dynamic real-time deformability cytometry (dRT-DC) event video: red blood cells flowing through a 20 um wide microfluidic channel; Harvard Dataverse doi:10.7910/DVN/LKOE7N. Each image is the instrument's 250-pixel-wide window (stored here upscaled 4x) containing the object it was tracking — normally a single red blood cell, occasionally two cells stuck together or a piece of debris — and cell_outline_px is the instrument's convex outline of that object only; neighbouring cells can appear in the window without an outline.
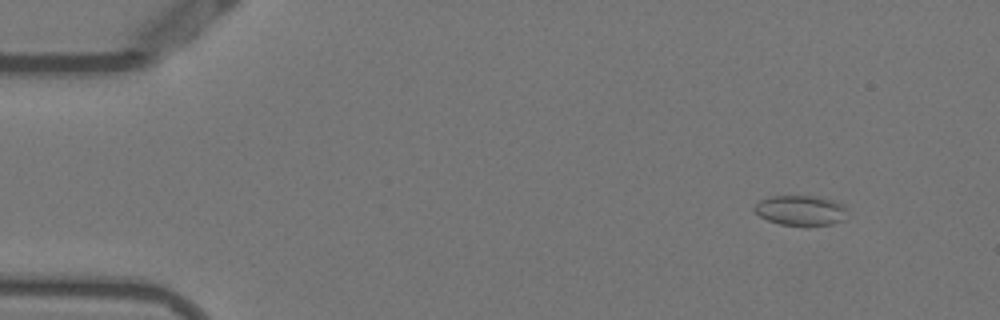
{"species": "Egyptian fruit bat (a non-hibernating species)", "species_latin": "Rousettus aegyptiacus", "temperature_condition": "warm", "stored_images_in_passage": 54, "camera_frame_rate_fps": 3000, "um_per_image_px": 0.085, "animal": {"sex": "female"}, "frame": {"image": 1, "passage_image": 6, "time_ms": 1.667, "image_size_px": [1000, 320], "cell_outline_px": [[848, 208], [844, 220], [832, 224], [808, 228], [804, 228], [780, 224], [768, 220], [760, 216], [752, 208], [760, 200], [772, 196], [820, 196], [832, 200]], "centroid_in_image_um": [68.08, 17.92], "position_along_channel_um": 16.9, "area_um2": 16.82}}
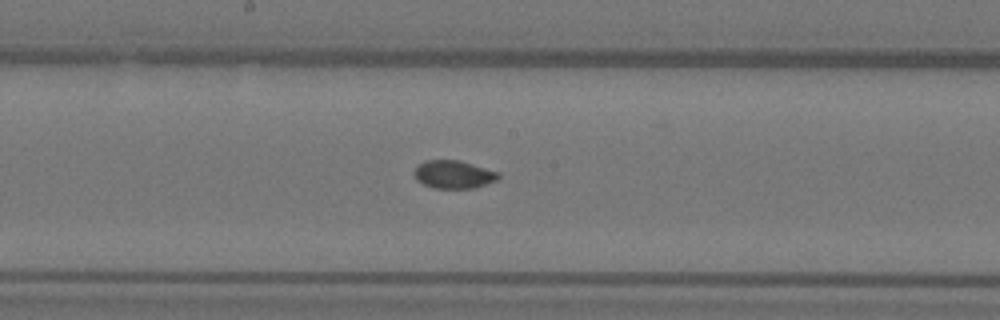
{"frame": {"image": 2, "passage_image": 29, "time_ms": 9.333, "image_size_px": [1000, 320], "cell_outline_px": [[500, 176], [496, 180], [476, 188], [432, 188], [416, 180], [416, 168], [420, 164], [428, 160], [460, 160], [500, 172]], "centroid_in_image_um": [38.61, 14.83], "position_along_channel_um": 209.6, "area_um2": 13.64}}
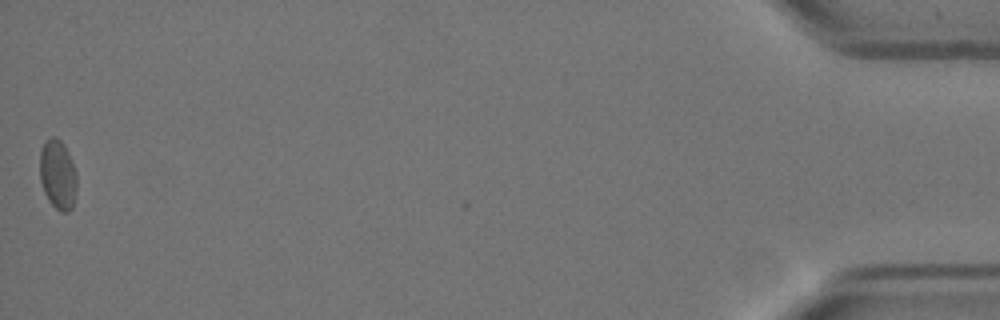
{"frame": {"image": 3, "passage_image": 54, "time_ms": 17.667, "image_size_px": [1000, 320], "cell_outline_px": [[76, 196], [72, 208], [68, 212], [60, 212], [48, 200], [44, 192], [40, 180], [40, 152], [44, 144], [52, 136], [56, 136], [64, 144], [68, 152], [76, 172]], "centroid_in_image_um": [4.92, 14.87], "position_along_channel_um": 430.3, "area_um2": 15.03}}